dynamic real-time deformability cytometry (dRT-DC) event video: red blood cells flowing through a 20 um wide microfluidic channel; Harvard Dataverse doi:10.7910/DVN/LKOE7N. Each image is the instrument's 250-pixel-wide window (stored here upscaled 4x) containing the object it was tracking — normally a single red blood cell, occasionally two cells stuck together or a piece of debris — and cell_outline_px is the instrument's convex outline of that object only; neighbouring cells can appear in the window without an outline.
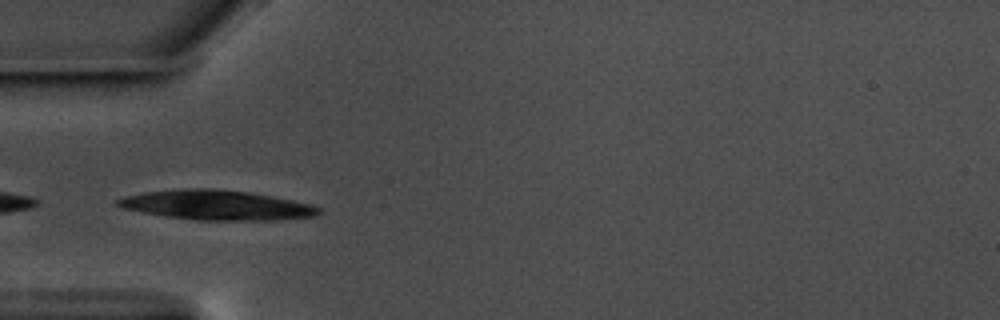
{"species": "common noctule bat (a hibernating species)", "species_latin": "Nyctalus noctula", "temperature_condition": "warm", "stored_images_in_passage": 52, "camera_frame_rate_fps": 3000, "um_per_image_px": 0.085, "animal": {"sex": "male", "body_mass_g": 17.5, "forearm_length_mm": 52.3}, "frame": {"image": 1, "passage_image": 13, "time_ms": 4.0, "image_size_px": [1000, 320], "cell_outline_px": [[324, 212], [316, 216], [280, 220], [192, 220], [144, 212], [124, 208], [116, 204], [116, 200], [124, 196], [144, 192], [184, 188], [216, 188], [248, 192], [272, 196], [312, 204], [320, 208]], "centroid_in_image_um": [18.47, 17.43], "position_along_channel_um": 66.5, "area_um2": 34.91}}
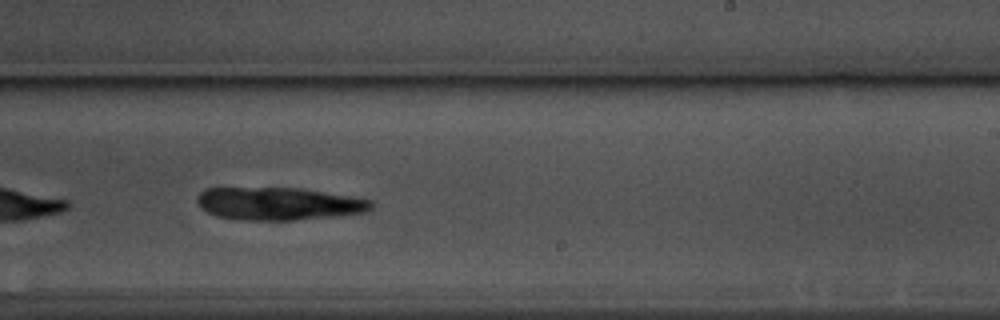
{"frame": {"image": 2, "passage_image": 30, "time_ms": 9.667, "image_size_px": [1000, 320], "cell_outline_px": [[372, 208], [368, 212], [336, 216], [292, 220], [244, 220], [216, 216], [200, 208], [196, 200], [196, 196], [204, 188], [300, 188], [372, 200]], "centroid_in_image_um": [23.65, 17.31], "position_along_channel_um": 265.3, "area_um2": 33.23}}
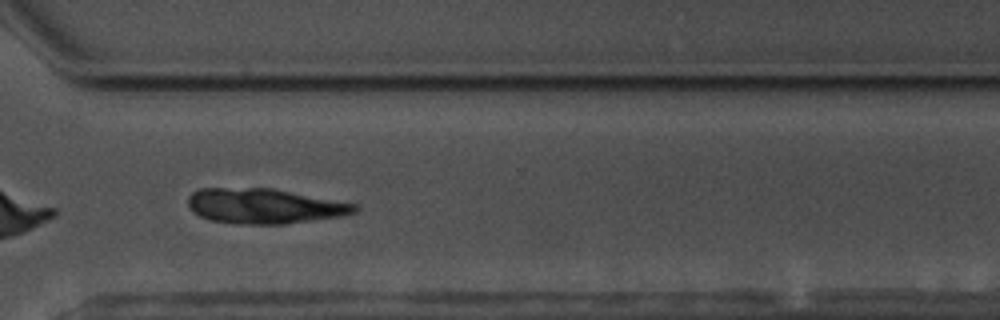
{"frame": {"image": 3, "passage_image": 37, "time_ms": 12.0, "image_size_px": [1000, 320], "cell_outline_px": [[360, 208], [356, 212], [344, 216], [284, 224], [236, 224], [212, 220], [200, 216], [192, 212], [188, 204], [188, 196], [192, 192], [200, 188], [272, 188], [360, 204]], "centroid_in_image_um": [22.52, 17.51], "position_along_channel_um": 348.1, "area_um2": 34.45}}